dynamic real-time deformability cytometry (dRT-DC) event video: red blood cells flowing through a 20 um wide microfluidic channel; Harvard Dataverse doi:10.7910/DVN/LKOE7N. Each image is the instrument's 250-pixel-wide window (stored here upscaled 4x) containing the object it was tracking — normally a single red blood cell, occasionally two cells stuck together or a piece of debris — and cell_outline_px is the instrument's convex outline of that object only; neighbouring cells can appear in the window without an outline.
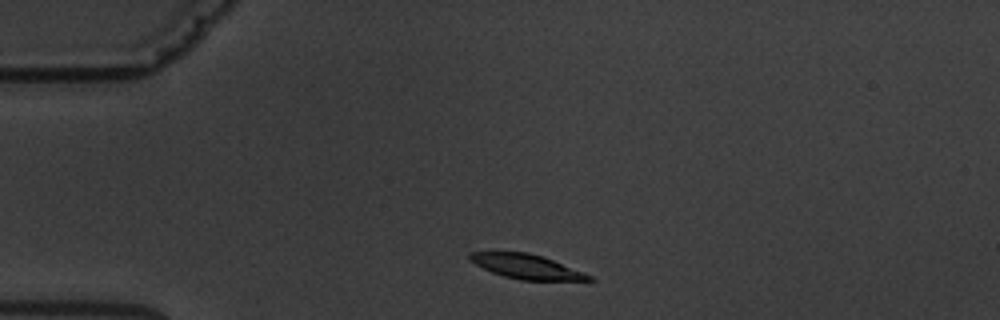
{"species": "common noctule bat (a hibernating species)", "species_latin": "Nyctalus noctula", "temperature_condition": "warm", "stored_images_in_passage": 2, "camera_frame_rate_fps": 3000, "um_per_image_px": 0.085, "animal": {"sex": "male", "body_mass_g": 19.5, "forearm_length_mm": 54.6}, "frame": {"image": 1, "passage_image": 1, "time_ms": 0.0, "image_size_px": [1000, 320], "cell_outline_px": [[596, 280], [520, 280], [504, 276], [492, 272], [468, 260], [468, 256], [472, 252], [528, 252], [544, 256], [584, 272], [592, 276]], "centroid_in_image_um": [44.78, 22.65], "position_along_channel_um": 40.2, "area_um2": 16.94}}